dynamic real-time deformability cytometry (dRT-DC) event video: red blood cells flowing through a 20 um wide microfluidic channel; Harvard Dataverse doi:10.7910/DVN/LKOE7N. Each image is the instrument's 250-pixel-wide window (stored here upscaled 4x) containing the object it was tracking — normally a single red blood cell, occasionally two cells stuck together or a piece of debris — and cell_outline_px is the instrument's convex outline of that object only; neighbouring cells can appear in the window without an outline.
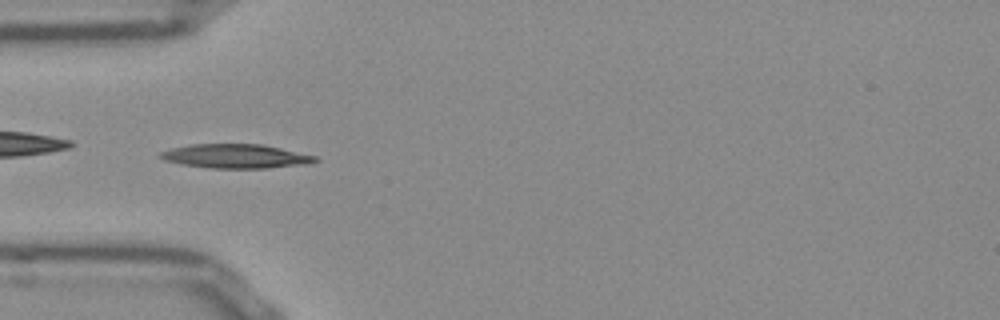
{"species": "Egyptian fruit bat (a non-hibernating species)", "species_latin": "Rousettus aegyptiacus", "temperature_condition": "room temperature", "stored_images_in_passage": 30, "camera_frame_rate_fps": 3000, "um_per_image_px": 0.085, "frame": {"image": 1, "passage_image": 1, "time_ms": 0.0, "image_size_px": [1000, 320], "cell_outline_px": [[320, 160], [308, 164], [268, 168], [212, 168], [184, 164], [164, 160], [156, 156], [160, 152], [172, 148], [192, 144], [260, 144], [280, 148], [316, 156]], "centroid_in_image_um": [20.04, 13.28], "position_along_channel_um": 65.0, "area_um2": 21.62}, "authors_computed_cell_mechanics": {"area_um2": 19.9121, "velocity_mm_per_s": 3.8303, "shape_relaxation_time_tau1_ms": 7.1725, "shape_relaxation_time_tau2_ms": 2.4187, "deformation_change_tau1": 0.2165, "deformation_change_tau2": 0.0958}}